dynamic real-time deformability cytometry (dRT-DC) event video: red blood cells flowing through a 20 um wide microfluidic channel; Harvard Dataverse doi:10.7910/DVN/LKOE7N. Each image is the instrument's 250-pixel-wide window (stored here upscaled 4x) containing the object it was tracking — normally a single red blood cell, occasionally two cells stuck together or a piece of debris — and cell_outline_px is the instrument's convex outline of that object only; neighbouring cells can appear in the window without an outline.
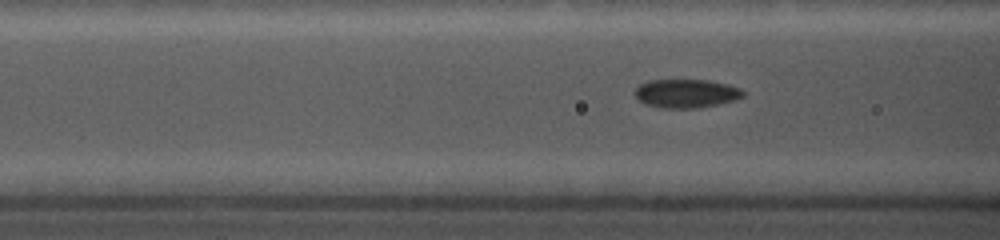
{"species": "common noctule bat (a hibernating species)", "species_latin": "Nyctalus noctula", "temperature_condition": "cold", "stored_images_in_passage": 13, "camera_frame_rate_fps": 5000, "um_per_image_px": 0.085, "animal": {"sex": "female", "body_mass_g": 19.0, "forearm_length_mm": 56.7}, "frame": {"image": 1, "passage_image": 9, "time_ms": 1.4, "image_size_px": [1000, 240], "cell_outline_px": [[744, 96], [736, 100], [696, 108], [664, 108], [644, 104], [632, 92], [640, 84], [648, 80], [708, 80], [728, 84], [740, 88], [744, 92]], "centroid_in_image_um": [58.32, 7.94], "position_along_channel_um": 108.3, "area_um2": 18.09}}